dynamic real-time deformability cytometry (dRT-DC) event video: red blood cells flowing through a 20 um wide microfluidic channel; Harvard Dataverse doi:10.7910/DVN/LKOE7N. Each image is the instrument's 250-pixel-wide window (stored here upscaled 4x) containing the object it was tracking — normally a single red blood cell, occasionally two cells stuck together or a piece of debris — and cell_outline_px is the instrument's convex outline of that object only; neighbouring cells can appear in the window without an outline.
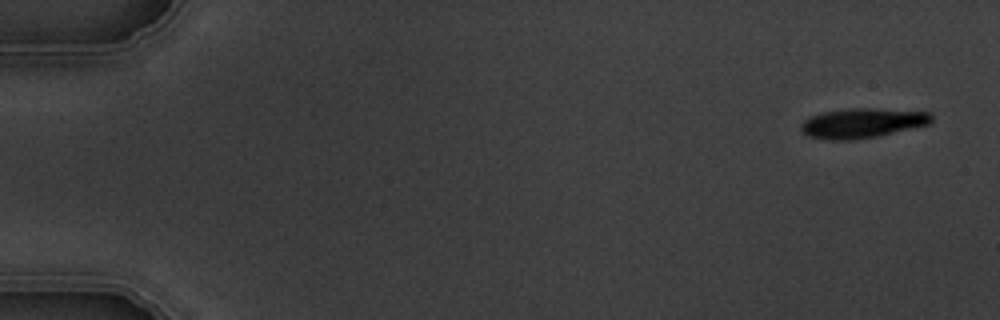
{"species": "common noctule bat (a hibernating species)", "species_latin": "Nyctalus noctula", "temperature_condition": "warm", "stored_images_in_passage": 7, "camera_frame_rate_fps": 3000, "um_per_image_px": 0.085, "animal": {"sex": "male", "body_mass_g": 19.5, "forearm_length_mm": 54.6}, "frame": {"image": 1, "passage_image": 1, "time_ms": 0.0, "image_size_px": [1000, 320], "cell_outline_px": [[932, 120], [928, 124], [880, 136], [852, 140], [824, 140], [808, 136], [800, 128], [800, 124], [804, 120], [812, 116], [824, 112], [852, 108], [872, 108], [932, 112]], "centroid_in_image_um": [73.29, 10.47], "position_along_channel_um": 11.7, "area_um2": 22.66}}
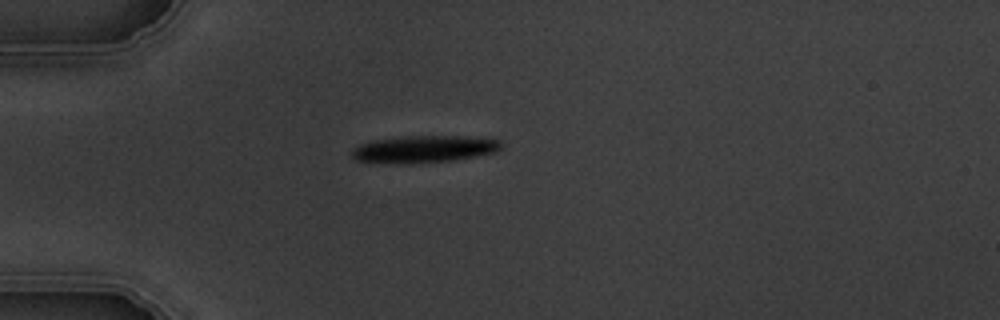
{"frame": {"image": 2, "passage_image": 4, "time_ms": 4.333, "image_size_px": [1000, 320], "cell_outline_px": [[500, 148], [496, 152], [476, 156], [452, 160], [408, 164], [404, 164], [356, 160], [352, 156], [352, 152], [360, 144], [372, 140], [408, 136], [456, 136], [500, 140]], "centroid_in_image_um": [36.03, 12.68], "position_along_channel_um": 49.0, "area_um2": 23.18}}